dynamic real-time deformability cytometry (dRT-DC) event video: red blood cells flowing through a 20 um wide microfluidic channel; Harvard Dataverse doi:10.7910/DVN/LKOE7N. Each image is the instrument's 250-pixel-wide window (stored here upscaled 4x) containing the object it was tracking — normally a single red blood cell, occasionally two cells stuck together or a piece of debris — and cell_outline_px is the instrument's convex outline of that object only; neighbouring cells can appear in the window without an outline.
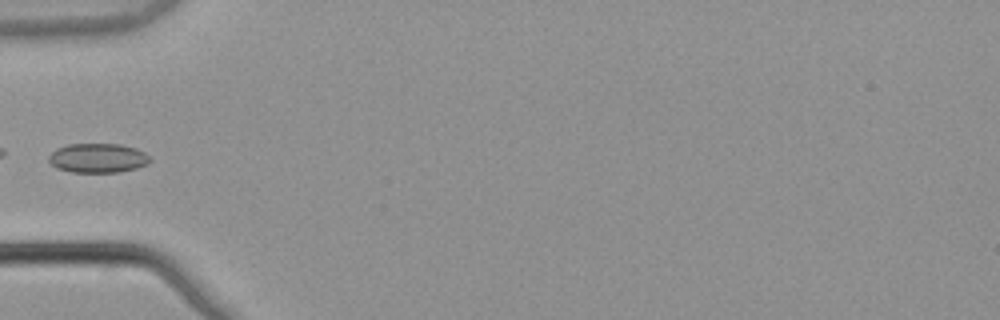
{"species": "common noctule bat (a hibernating species)", "species_latin": "Nyctalus noctula", "temperature_condition": "warm", "stored_images_in_passage": 5, "camera_frame_rate_fps": 3000, "um_per_image_px": 0.085, "animal": {"sex": "male", "body_mass_g": 21.5, "forearm_length_mm": 52.0}, "frame": {"image": 1, "passage_image": 5, "time_ms": 1.333, "image_size_px": [1000, 320], "cell_outline_px": [[152, 160], [148, 164], [136, 168], [120, 172], [72, 172], [56, 168], [48, 160], [48, 156], [56, 148], [68, 144], [120, 144], [136, 148], [144, 152]], "centroid_in_image_um": [8.32, 13.43], "position_along_channel_um": 76.7, "area_um2": 17.4}}